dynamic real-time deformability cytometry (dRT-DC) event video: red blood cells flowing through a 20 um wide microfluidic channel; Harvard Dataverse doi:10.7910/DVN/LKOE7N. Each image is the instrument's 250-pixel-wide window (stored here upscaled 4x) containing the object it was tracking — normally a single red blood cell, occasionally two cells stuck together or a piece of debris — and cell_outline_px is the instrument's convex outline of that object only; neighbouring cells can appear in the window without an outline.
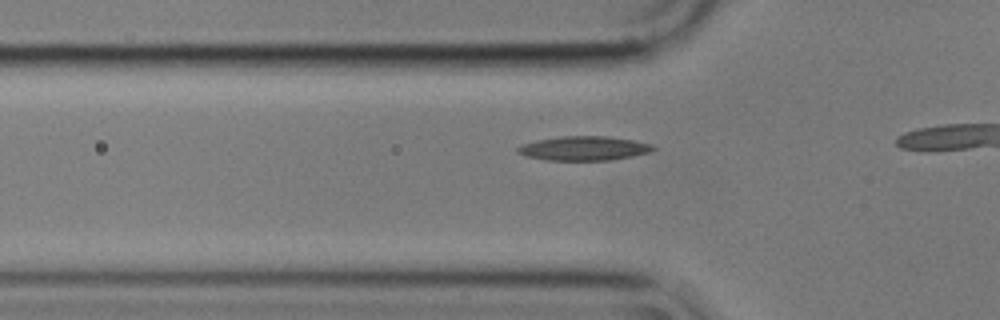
{"species": "common noctule bat (a hibernating species)", "species_latin": "Nyctalus noctula", "temperature_condition": "cold", "stored_images_in_passage": 9, "camera_frame_rate_fps": 3000, "um_per_image_px": 0.085, "animal": {"sex": "male", "body_mass_g": 17.9}, "frame": {"image": 1, "passage_image": 6, "time_ms": 1.667, "image_size_px": [1000, 320], "cell_outline_px": [[656, 148], [652, 152], [612, 160], [544, 160], [524, 156], [516, 152], [516, 148], [524, 144], [536, 140], [560, 136], [608, 136], [632, 140], [652, 144]], "centroid_in_image_um": [49.63, 12.61], "position_along_channel_um": 76.2, "area_um2": 19.25}}